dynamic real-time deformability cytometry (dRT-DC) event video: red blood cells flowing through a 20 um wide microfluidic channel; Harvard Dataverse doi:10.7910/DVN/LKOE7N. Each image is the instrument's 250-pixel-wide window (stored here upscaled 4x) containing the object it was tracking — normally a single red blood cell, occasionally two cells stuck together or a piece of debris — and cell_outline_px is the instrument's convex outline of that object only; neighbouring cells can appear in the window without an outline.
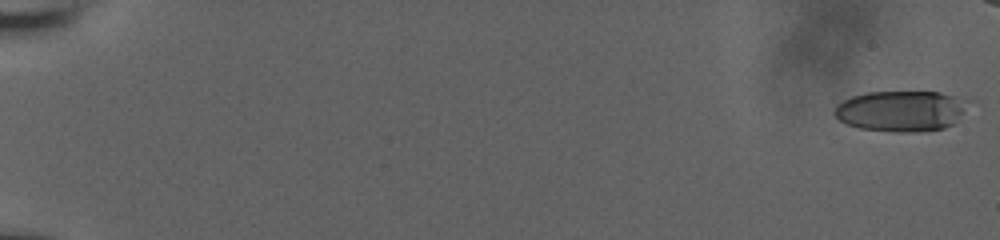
{"species": "human", "species_latin": "Homo sapiens", "temperature_condition": "room temperature", "stored_images_in_passage": 18, "camera_frame_rate_fps": 3000, "um_per_image_px": 0.085, "donor": {"sex": "male"}, "frame": {"image": 1, "passage_image": 1, "time_ms": 0.0, "image_size_px": [1000, 240], "cell_outline_px": [[976, 100], [952, 124], [944, 128], [916, 132], [896, 132], [860, 128], [848, 124], [840, 120], [832, 112], [836, 104], [852, 96], [868, 92], [940, 92]], "centroid_in_image_um": [76.67, 9.42], "position_along_channel_um": 8.3, "area_um2": 32.19}}
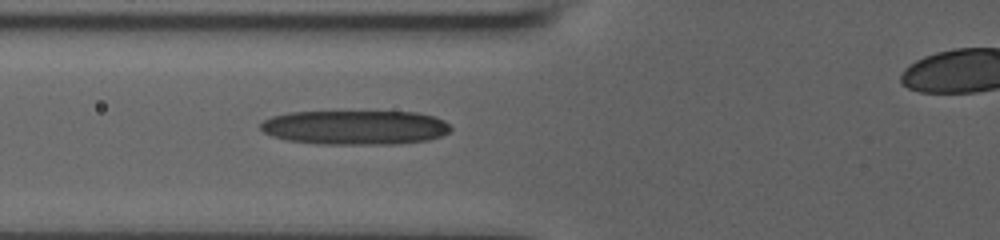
{"frame": {"image": 2, "passage_image": 16, "time_ms": 5.0, "image_size_px": [1000, 240], "cell_outline_px": [[452, 128], [448, 132], [440, 136], [428, 140], [400, 144], [320, 144], [288, 140], [272, 136], [264, 132], [260, 128], [260, 124], [264, 120], [272, 116], [288, 112], [416, 112], [432, 116], [444, 120]], "centroid_in_image_um": [30.18, 10.83], "position_along_channel_um": 95.6, "area_um2": 38.03}}
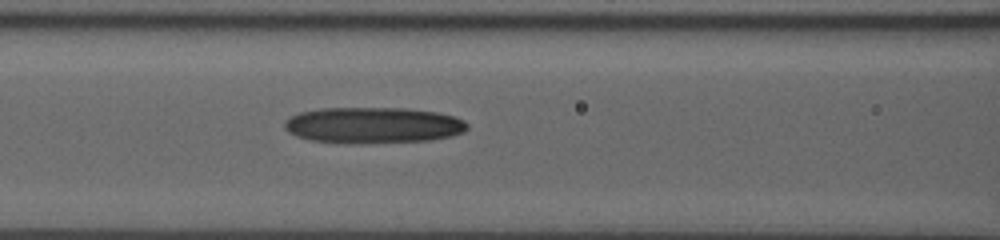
{"frame": {"image": 3, "passage_image": 18, "time_ms": 5.667, "image_size_px": [1000, 240], "cell_outline_px": [[468, 128], [464, 132], [452, 136], [428, 140], [356, 144], [312, 140], [296, 136], [288, 132], [284, 128], [284, 120], [288, 116], [300, 112], [320, 108], [408, 108], [436, 112], [452, 116], [464, 120], [468, 124]], "centroid_in_image_um": [31.69, 10.64], "position_along_channel_um": 134.9, "area_um2": 38.73}}